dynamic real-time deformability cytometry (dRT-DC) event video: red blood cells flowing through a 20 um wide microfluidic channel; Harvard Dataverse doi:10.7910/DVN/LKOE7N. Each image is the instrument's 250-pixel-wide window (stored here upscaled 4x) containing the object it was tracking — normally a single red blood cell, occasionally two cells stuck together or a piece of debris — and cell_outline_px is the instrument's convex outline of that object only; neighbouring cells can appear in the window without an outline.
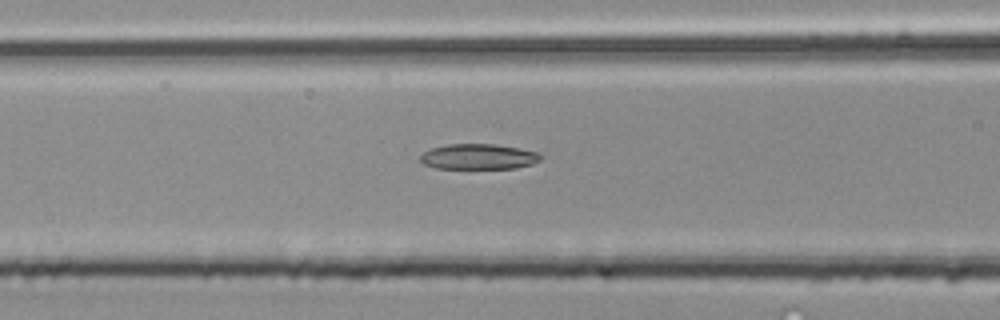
{"species": "common noctule bat (a hibernating species)", "species_latin": "Nyctalus noctula", "temperature_condition": "room temperature", "stored_images_in_passage": 38, "camera_frame_rate_fps": 3000, "um_per_image_px": 0.085, "animal": {"sex": "male", "body_mass_g": 20.4}, "frame": {"image": 1, "passage_image": 9, "time_ms": 2.667, "image_size_px": [1000, 320], "cell_outline_px": [[544, 156], [540, 160], [532, 164], [516, 168], [436, 168], [424, 164], [420, 160], [420, 156], [428, 148], [448, 144], [492, 144], [516, 148], [536, 152]], "centroid_in_image_um": [40.65, 13.31], "position_along_channel_um": 126.0, "area_um2": 17.74}}
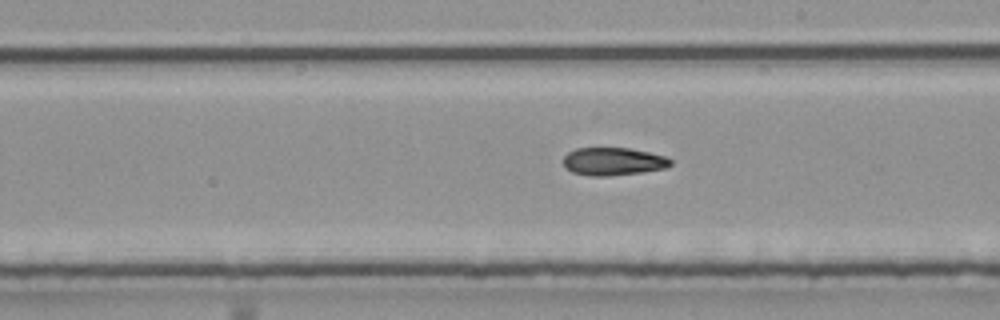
{"frame": {"image": 2, "passage_image": 17, "time_ms": 5.333, "image_size_px": [1000, 320], "cell_outline_px": [[672, 164], [664, 168], [640, 172], [608, 176], [588, 176], [572, 172], [564, 168], [564, 156], [568, 152], [576, 148], [628, 148], [648, 152], [664, 156], [672, 160]], "centroid_in_image_um": [52.08, 13.72], "position_along_channel_um": 236.9, "area_um2": 17.34}}
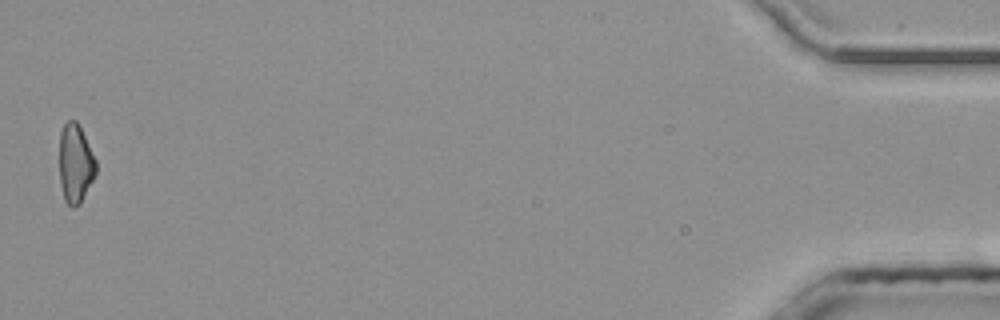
{"frame": {"image": 3, "passage_image": 38, "time_ms": 12.333, "image_size_px": [1000, 320], "cell_outline_px": [[96, 172], [80, 204], [76, 208], [72, 208], [64, 200], [60, 184], [60, 132], [64, 124], [68, 120], [76, 120], [96, 160]], "centroid_in_image_um": [6.39, 13.93], "position_along_channel_um": 428.8, "area_um2": 16.65}, "authors_computed_cell_mechanics": {"area_um2": 17.9758, "velocity_mm_per_s": 4.1583, "shape_relaxation_time_tau1_ms": 4.3114, "shape_relaxation_time_tau2_ms": 5.2884, "deformation_change_tau1": 0.1496, "deformation_change_tau2": 0.1347}}